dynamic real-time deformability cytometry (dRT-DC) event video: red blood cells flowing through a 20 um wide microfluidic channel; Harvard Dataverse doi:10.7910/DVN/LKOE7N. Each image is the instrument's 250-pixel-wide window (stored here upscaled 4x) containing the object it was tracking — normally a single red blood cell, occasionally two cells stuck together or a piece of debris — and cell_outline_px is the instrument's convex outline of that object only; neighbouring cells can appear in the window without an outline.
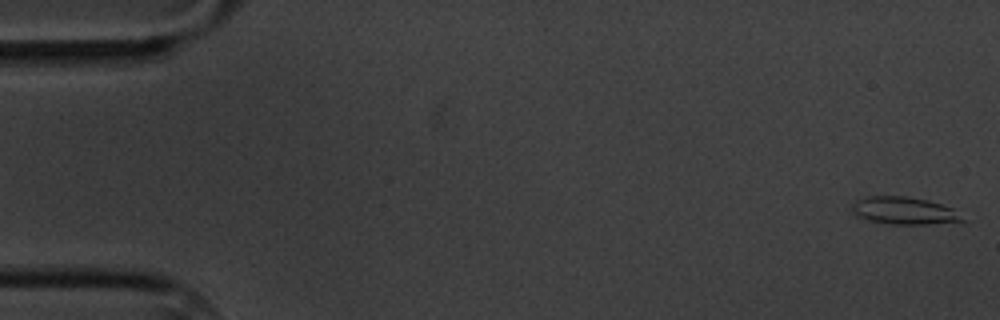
{"species": "common noctule bat (a hibernating species)", "species_latin": "Nyctalus noctula", "temperature_condition": "cold", "stored_images_in_passage": 7, "camera_frame_rate_fps": 3000, "um_per_image_px": 0.085, "animal": {"sex": "male", "body_mass_g": 20.1, "forearm_length_mm": 53.5}, "frame": {"image": 1, "passage_image": 1, "time_ms": 0.0, "image_size_px": [1000, 320], "cell_outline_px": [[964, 220], [928, 224], [892, 224], [868, 220], [856, 216], [852, 212], [852, 204], [856, 200], [864, 196], [904, 196], [928, 200], [952, 208]], "centroid_in_image_um": [76.75, 17.89], "position_along_channel_um": 8.2, "area_um2": 17.4}}
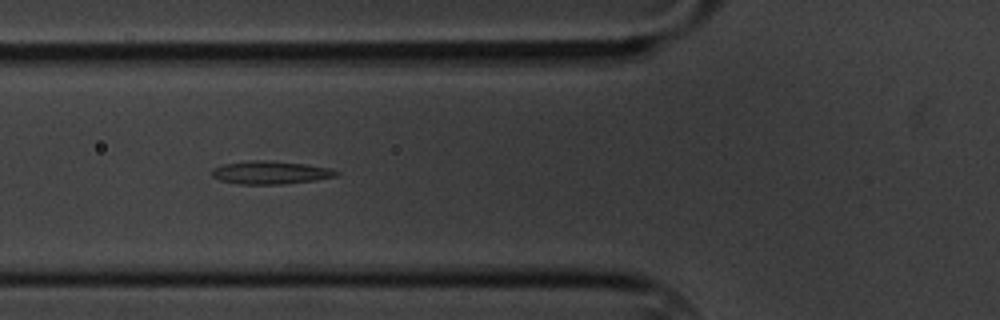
{"frame": {"image": 2, "passage_image": 6, "time_ms": 6.667, "image_size_px": [1000, 320], "cell_outline_px": [[340, 172], [336, 176], [316, 180], [280, 184], [240, 184], [220, 180], [212, 176], [212, 168], [224, 164], [252, 160], [272, 160], [304, 164], [332, 168]], "centroid_in_image_um": [23.0, 14.66], "position_along_channel_um": 102.8, "area_um2": 16.7}}
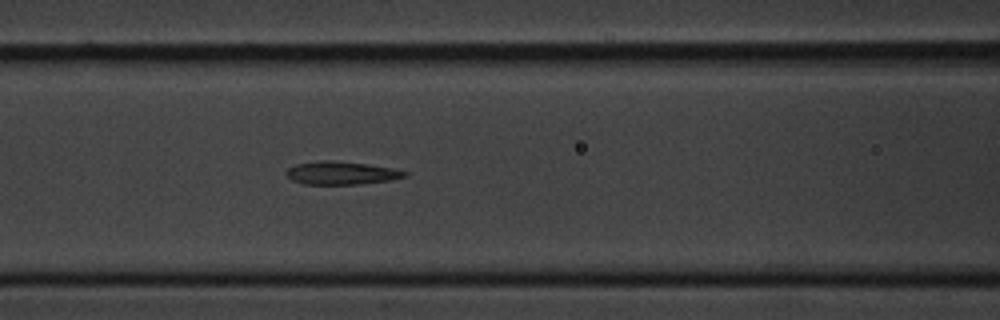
{"frame": {"image": 3, "passage_image": 7, "time_ms": 7.667, "image_size_px": [1000, 320], "cell_outline_px": [[408, 176], [392, 180], [356, 184], [304, 184], [292, 180], [284, 172], [288, 168], [296, 164], [320, 160], [332, 160], [368, 164], [392, 168], [408, 172]], "centroid_in_image_um": [29.01, 14.7], "position_along_channel_um": 137.6, "area_um2": 15.95}}